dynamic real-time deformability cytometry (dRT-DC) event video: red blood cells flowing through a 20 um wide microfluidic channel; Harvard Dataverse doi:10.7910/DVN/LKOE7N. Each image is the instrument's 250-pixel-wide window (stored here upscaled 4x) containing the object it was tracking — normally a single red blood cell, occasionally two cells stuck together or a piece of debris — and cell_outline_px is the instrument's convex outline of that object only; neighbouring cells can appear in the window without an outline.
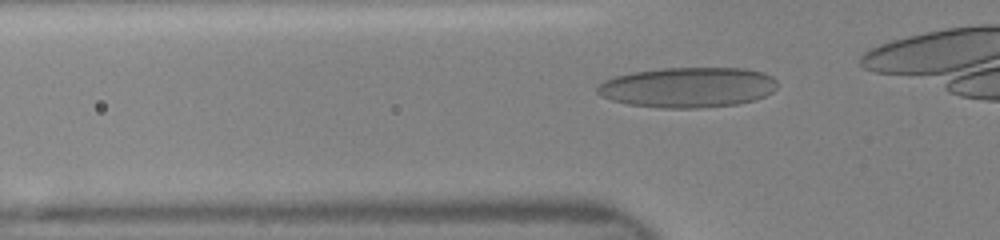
{"species": "human", "species_latin": "Homo sapiens", "temperature_condition": "room temperature", "stored_images_in_passage": 27, "camera_frame_rate_fps": 3000, "um_per_image_px": 0.085, "donor": {"sex": "female"}, "frame": {"image": 1, "passage_image": 3, "time_ms": 0.667, "image_size_px": [1000, 240], "cell_outline_px": [[776, 88], [772, 92], [756, 100], [736, 104], [700, 108], [660, 108], [628, 104], [612, 100], [600, 96], [596, 92], [596, 88], [604, 80], [616, 76], [632, 72], [664, 68], [744, 68], [764, 72], [772, 76], [776, 80]], "centroid_in_image_um": [58.47, 7.42], "position_along_channel_um": 67.3, "area_um2": 42.43}}
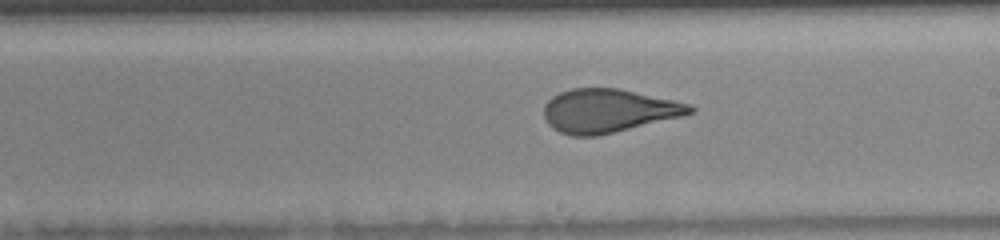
{"frame": {"image": 2, "passage_image": 16, "time_ms": 4.667, "image_size_px": [1000, 240], "cell_outline_px": [[696, 112], [680, 116], [596, 136], [572, 136], [560, 132], [552, 128], [548, 124], [544, 116], [544, 104], [552, 96], [560, 92], [572, 88], [620, 88], [672, 100], [688, 104], [696, 108]], "centroid_in_image_um": [51.66, 9.4], "position_along_channel_um": 237.3, "area_um2": 36.7}}
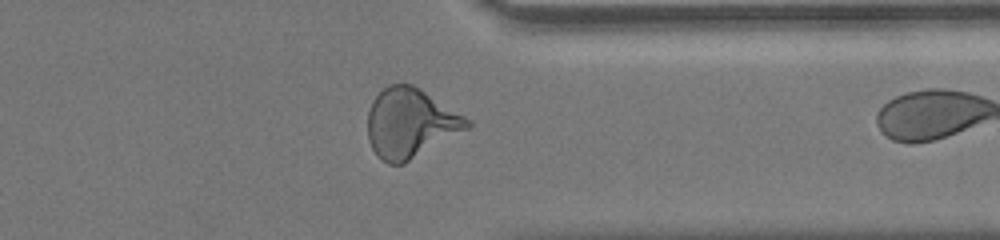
{"frame": {"image": 3, "passage_image": 26, "time_ms": 8.0, "image_size_px": [1000, 240], "cell_outline_px": [[472, 124], [468, 128], [404, 164], [388, 164], [380, 160], [376, 156], [368, 140], [368, 112], [372, 100], [388, 84], [412, 84], [420, 88], [472, 120]], "centroid_in_image_um": [34.86, 10.47], "position_along_channel_um": 376.5, "area_um2": 40.29}}